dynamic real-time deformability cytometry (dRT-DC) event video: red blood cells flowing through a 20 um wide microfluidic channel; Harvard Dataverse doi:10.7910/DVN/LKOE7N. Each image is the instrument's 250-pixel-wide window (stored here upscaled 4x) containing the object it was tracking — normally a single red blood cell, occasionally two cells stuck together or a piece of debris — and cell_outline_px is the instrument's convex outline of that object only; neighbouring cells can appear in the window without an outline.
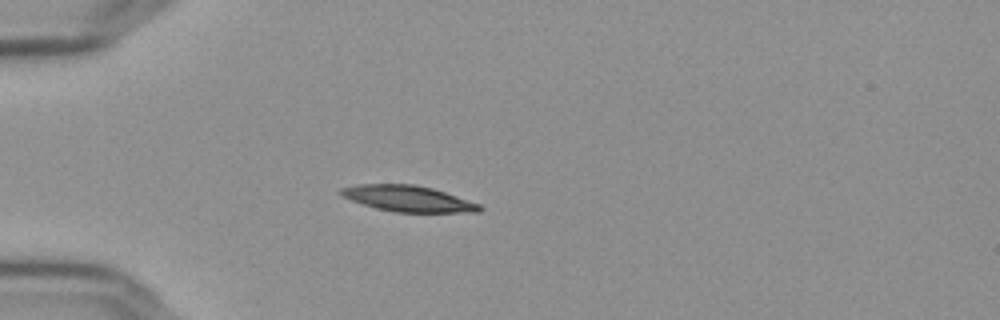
{"species": "Egyptian fruit bat (a non-hibernating species)", "species_latin": "Rousettus aegyptiacus", "temperature_condition": "cold", "stored_images_in_passage": 41, "camera_frame_rate_fps": 3000, "um_per_image_px": 0.085, "frame": {"image": 1, "passage_image": 1, "time_ms": 0.0, "image_size_px": [1000, 320], "cell_outline_px": [[484, 208], [480, 212], [396, 212], [376, 208], [352, 200], [344, 196], [340, 192], [340, 188], [356, 184], [412, 184], [432, 188], [480, 204]], "centroid_in_image_um": [34.71, 16.88], "position_along_channel_um": 50.3, "area_um2": 20.75}}
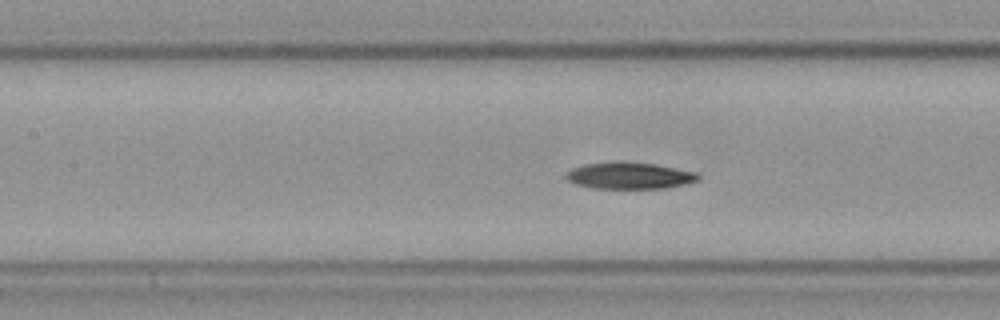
{"frame": {"image": 2, "passage_image": 11, "time_ms": 3.333, "image_size_px": [1000, 320], "cell_outline_px": [[700, 180], [684, 184], [664, 188], [592, 188], [576, 184], [568, 180], [564, 176], [572, 168], [584, 164], [616, 160], [624, 160], [656, 164], [696, 172], [700, 176]], "centroid_in_image_um": [53.49, 14.9], "position_along_channel_um": 153.9, "area_um2": 20.81}}
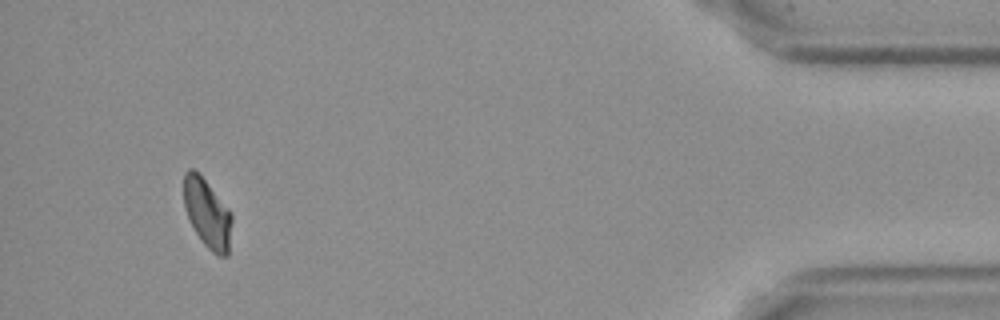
{"frame": {"image": 3, "passage_image": 38, "time_ms": 12.333, "image_size_px": [1000, 320], "cell_outline_px": [[232, 220], [228, 256], [216, 256], [200, 240], [184, 208], [184, 172], [188, 168], [192, 168], [204, 180], [232, 212]], "centroid_in_image_um": [17.63, 18.17], "position_along_channel_um": 417.6, "area_um2": 19.13}, "authors_computed_cell_mechanics": {"area_um2": 20.5768, "velocity_mm_per_s": 3.6288, "shape_relaxation_time_tau1_ms": 6.2672, "shape_relaxation_time_tau2_ms": null, "deformation_change_tau1": 0.1631, "deformation_change_tau2": null}}